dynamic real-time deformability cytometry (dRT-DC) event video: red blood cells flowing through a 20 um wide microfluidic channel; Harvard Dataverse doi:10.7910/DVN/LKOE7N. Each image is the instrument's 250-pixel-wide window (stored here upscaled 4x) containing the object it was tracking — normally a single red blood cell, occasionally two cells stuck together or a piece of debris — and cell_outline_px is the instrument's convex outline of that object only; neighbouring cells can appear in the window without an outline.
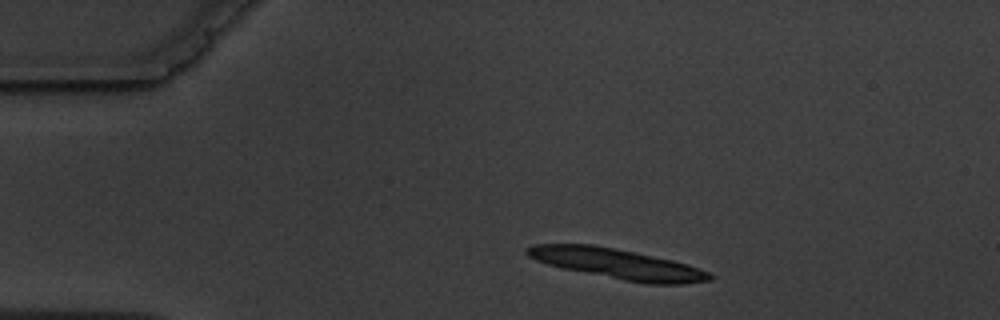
{"species": "common noctule bat (a hibernating species)", "species_latin": "Nyctalus noctula", "temperature_condition": "warm", "stored_images_in_passage": 3, "camera_frame_rate_fps": 3000, "um_per_image_px": 0.085, "animal": {"sex": "male", "body_mass_g": 19.5, "forearm_length_mm": 54.6}, "frame": {"image": 1, "passage_image": 1, "time_ms": 0.0, "image_size_px": [1000, 320], "cell_outline_px": [[716, 276], [712, 280], [680, 284], [648, 284], [624, 280], [564, 268], [548, 264], [536, 260], [528, 256], [524, 252], [524, 248], [532, 244], [592, 244], [616, 248], [672, 260], [688, 264], [708, 272]], "centroid_in_image_um": [52.47, 22.41], "position_along_channel_um": 32.5, "area_um2": 32.02}}